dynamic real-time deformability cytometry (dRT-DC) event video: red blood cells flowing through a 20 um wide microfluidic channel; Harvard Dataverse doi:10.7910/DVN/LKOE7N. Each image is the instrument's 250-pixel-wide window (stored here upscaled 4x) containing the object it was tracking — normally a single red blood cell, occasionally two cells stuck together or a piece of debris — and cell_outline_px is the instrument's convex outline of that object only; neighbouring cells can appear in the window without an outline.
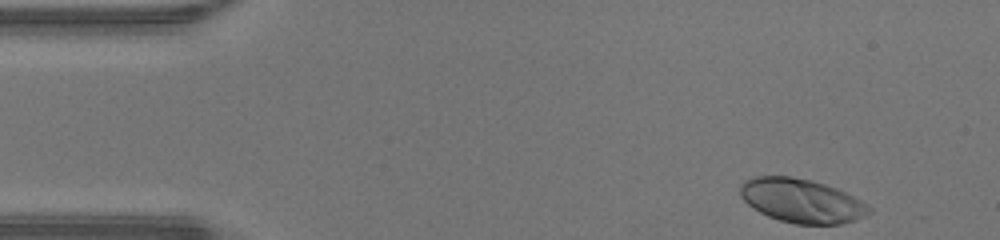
{"species": "human", "species_latin": "Homo sapiens", "temperature_condition": "warm", "stored_images_in_passage": 37, "camera_frame_rate_fps": 3000, "um_per_image_px": 0.085, "donor": {"sex": "male"}, "frame": {"image": 1, "passage_image": 1, "time_ms": 0.0, "image_size_px": [1000, 240], "cell_outline_px": [[872, 212], [856, 220], [840, 224], [796, 224], [780, 220], [768, 216], [760, 212], [748, 204], [740, 196], [740, 184], [744, 180], [756, 176], [792, 176], [812, 180], [836, 188], [860, 200], [872, 208]], "centroid_in_image_um": [68.13, 17.06], "position_along_channel_um": 16.9, "area_um2": 32.95}}
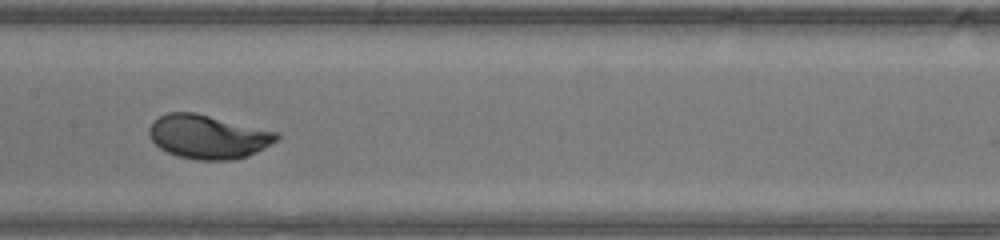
{"frame": {"image": 2, "passage_image": 20, "time_ms": 6.333, "image_size_px": [1000, 240], "cell_outline_px": [[280, 140], [248, 156], [232, 160], [196, 160], [180, 156], [168, 152], [160, 148], [152, 140], [148, 132], [148, 128], [152, 120], [168, 112], [196, 112], [280, 132]], "centroid_in_image_um": [17.72, 11.61], "position_along_channel_um": 189.7, "area_um2": 32.95}}
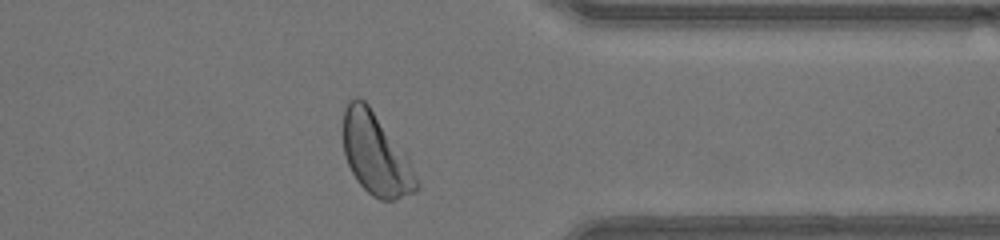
{"frame": {"image": 3, "passage_image": 34, "time_ms": 11.0, "image_size_px": [1000, 240], "cell_outline_px": [[420, 188], [416, 192], [396, 200], [380, 200], [372, 196], [356, 180], [348, 164], [344, 152], [344, 108], [348, 100], [356, 96], [364, 100], [368, 104], [408, 152], [420, 184]], "centroid_in_image_um": [32.01, 13.11], "position_along_channel_um": 379.4, "area_um2": 35.78}, "authors_computed_cell_mechanics": {"area_um2": 32.368, "velocity_mm_per_s": 4.3033, "shape_relaxation_time_tau1_ms": 2.2414, "shape_relaxation_time_tau2_ms": null, "deformation_change_tau1": 0.1755, "deformation_change_tau2": null}}